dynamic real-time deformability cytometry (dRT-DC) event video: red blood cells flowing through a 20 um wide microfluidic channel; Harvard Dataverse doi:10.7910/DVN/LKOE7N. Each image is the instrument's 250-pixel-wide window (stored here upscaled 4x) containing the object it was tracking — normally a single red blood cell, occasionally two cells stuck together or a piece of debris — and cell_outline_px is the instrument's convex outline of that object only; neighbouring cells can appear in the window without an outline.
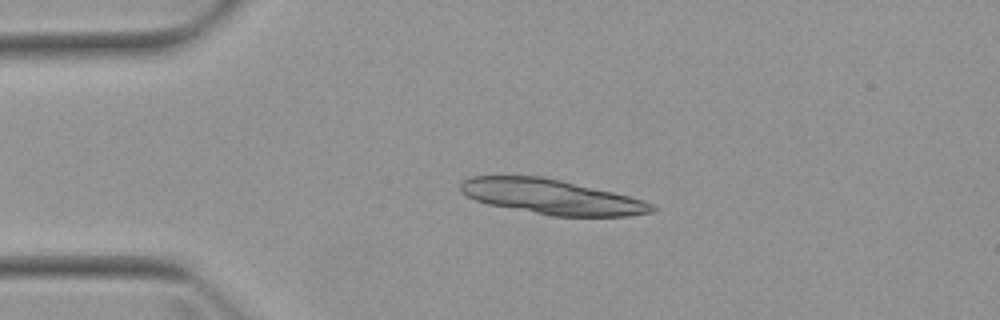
{"species": "Egyptian fruit bat (a non-hibernating species)", "species_latin": "Rousettus aegyptiacus", "temperature_condition": "warm", "stored_images_in_passage": 4, "camera_frame_rate_fps": 3000, "um_per_image_px": 0.085, "animal": {"sex": "female"}, "frame": {"image": 1, "passage_image": 2, "time_ms": 1.0, "image_size_px": [1000, 320], "cell_outline_px": [[656, 208], [652, 212], [628, 216], [552, 216], [488, 204], [476, 200], [460, 192], [460, 184], [464, 180], [472, 176], [540, 176], [560, 180], [612, 192], [644, 200], [652, 204]], "centroid_in_image_um": [46.87, 16.73], "position_along_channel_um": 38.1, "area_um2": 38.49}}